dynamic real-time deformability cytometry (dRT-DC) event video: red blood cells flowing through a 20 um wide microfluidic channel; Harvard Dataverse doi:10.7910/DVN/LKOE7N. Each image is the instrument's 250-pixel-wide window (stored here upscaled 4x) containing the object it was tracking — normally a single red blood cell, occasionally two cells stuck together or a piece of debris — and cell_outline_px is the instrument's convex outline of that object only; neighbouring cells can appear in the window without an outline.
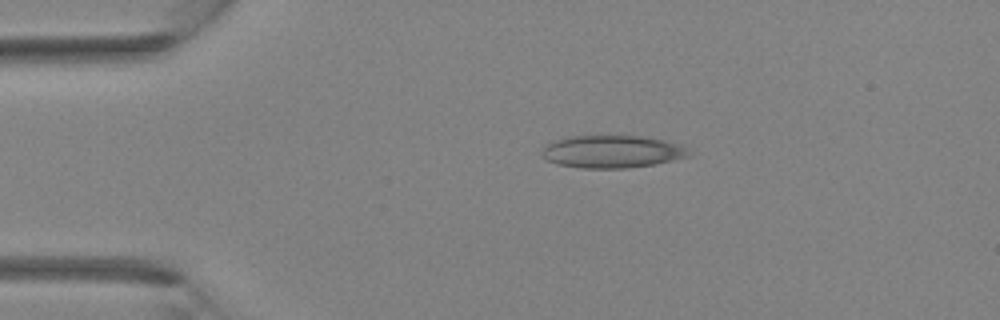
{"species": "Egyptian fruit bat (a non-hibernating species)", "species_latin": "Rousettus aegyptiacus", "temperature_condition": "room temperature", "stored_images_in_passage": 4, "camera_frame_rate_fps": 3000, "um_per_image_px": 0.085, "animal": {"sex": "female"}, "frame": {"image": 1, "passage_image": 2, "time_ms": 2.0, "image_size_px": [1000, 320], "cell_outline_px": [[692, 156], [656, 164], [628, 168], [580, 168], [556, 164], [548, 160], [540, 152], [544, 144], [568, 136], [640, 136], [664, 140], [680, 144], [688, 148]], "centroid_in_image_um": [52.04, 12.89], "position_along_channel_um": 33.0, "area_um2": 28.15}}
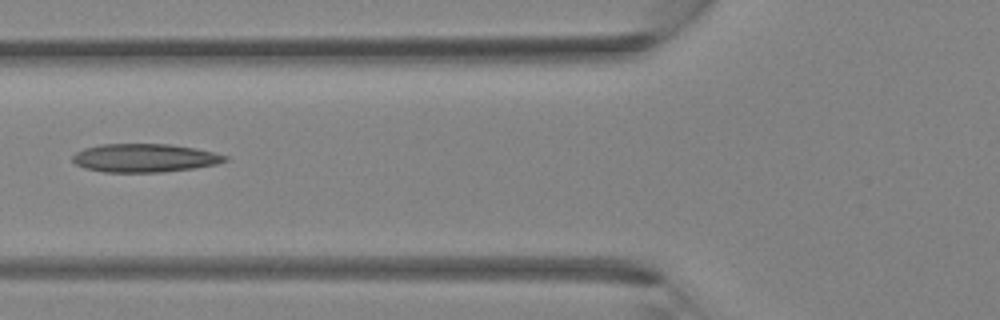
{"frame": {"image": 2, "passage_image": 4, "time_ms": 4.333, "image_size_px": [1000, 320], "cell_outline_px": [[228, 160], [216, 164], [196, 168], [164, 172], [104, 172], [84, 168], [76, 164], [72, 160], [72, 156], [76, 152], [84, 148], [100, 144], [172, 144], [196, 148], [228, 156]], "centroid_in_image_um": [12.29, 13.42], "position_along_channel_um": 113.5, "area_um2": 25.37}}